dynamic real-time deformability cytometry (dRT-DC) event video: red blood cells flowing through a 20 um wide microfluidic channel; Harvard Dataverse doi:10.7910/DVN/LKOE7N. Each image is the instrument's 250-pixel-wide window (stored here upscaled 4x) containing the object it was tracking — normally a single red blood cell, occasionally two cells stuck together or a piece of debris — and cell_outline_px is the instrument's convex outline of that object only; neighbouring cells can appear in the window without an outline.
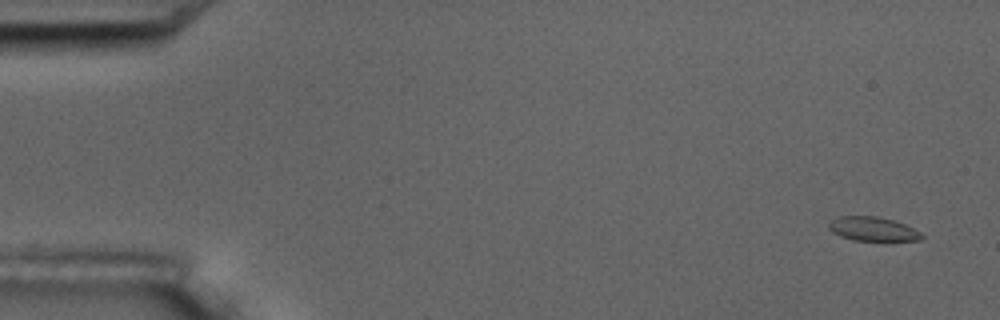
{"species": "common noctule bat (a hibernating species)", "species_latin": "Nyctalus noctula", "temperature_condition": "room temperature", "stored_images_in_passage": 2, "camera_frame_rate_fps": 3000, "um_per_image_px": 0.085, "animal": {"sex": "male", "body_mass_g": 17.5, "forearm_length_mm": 52.3}, "frame": {"image": 1, "passage_image": 1, "time_ms": 0.0, "image_size_px": [1000, 320], "cell_outline_px": [[924, 236], [920, 240], [852, 240], [840, 236], [832, 232], [828, 228], [828, 224], [836, 216], [876, 216], [892, 220], [904, 224], [920, 232]], "centroid_in_image_um": [74.14, 19.45], "position_along_channel_um": 10.9, "area_um2": 12.89}}